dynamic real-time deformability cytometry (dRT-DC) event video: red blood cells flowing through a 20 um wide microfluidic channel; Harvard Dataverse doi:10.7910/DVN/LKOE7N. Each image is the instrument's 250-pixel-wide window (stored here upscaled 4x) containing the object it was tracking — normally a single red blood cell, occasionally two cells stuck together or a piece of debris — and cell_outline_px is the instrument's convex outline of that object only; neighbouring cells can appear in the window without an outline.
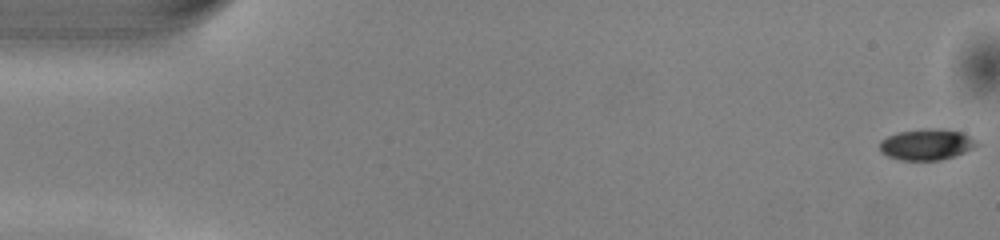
{"species": "common noctule bat (a hibernating species)", "species_latin": "Nyctalus noctula", "temperature_condition": "warm", "stored_images_in_passage": 51, "camera_frame_rate_fps": 3000, "um_per_image_px": 0.085, "animal": {"sex": "male", "body_mass_g": 13.0, "forearm_length_mm": 53.1}, "frame": {"image": 1, "passage_image": 1, "time_ms": 0.0, "image_size_px": [1000, 240], "cell_outline_px": [[980, 144], [964, 152], [940, 160], [900, 160], [888, 156], [880, 152], [880, 140], [888, 136], [900, 132], [924, 128], [940, 128], [964, 132]], "centroid_in_image_um": [78.76, 12.27], "position_along_channel_um": 6.2, "area_um2": 17.57}}
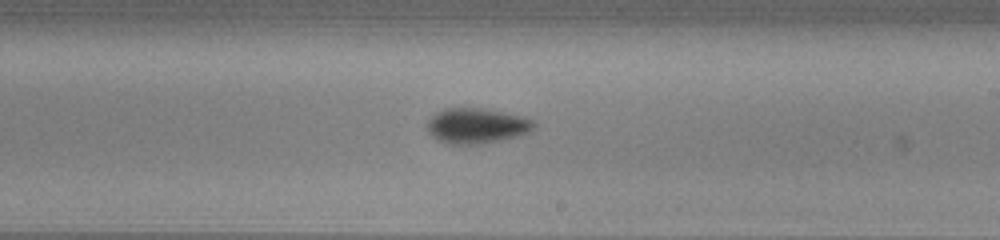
{"frame": {"image": 2, "passage_image": 30, "time_ms": 9.667, "image_size_px": [1000, 240], "cell_outline_px": [[536, 124], [528, 132], [520, 136], [484, 144], [444, 144], [432, 136], [424, 128], [428, 120], [436, 112], [444, 108], [492, 108], [520, 116], [532, 120]], "centroid_in_image_um": [40.47, 10.69], "position_along_channel_um": 248.5, "area_um2": 22.43}}
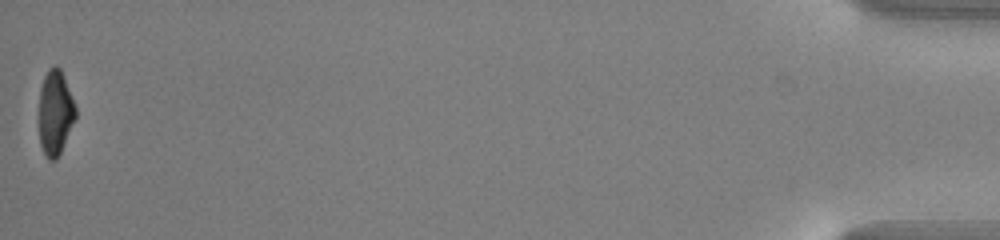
{"frame": {"image": 3, "passage_image": 51, "time_ms": 16.667, "image_size_px": [1000, 240], "cell_outline_px": [[76, 116], [60, 152], [56, 160], [48, 160], [40, 144], [40, 88], [44, 76], [48, 68], [52, 64], [56, 64], [60, 68], [76, 108]], "centroid_in_image_um": [4.69, 9.54], "position_along_channel_um": 430.5, "area_um2": 17.74}, "authors_computed_cell_mechanics": {"area_um2": 19.8832, "velocity_mm_per_s": 4.0744, "shape_relaxation_time_tau1_ms": 2.3553, "shape_relaxation_time_tau2_ms": 10.5685, "deformation_change_tau1": 0.1326, "deformation_change_tau2": 0.1814}}